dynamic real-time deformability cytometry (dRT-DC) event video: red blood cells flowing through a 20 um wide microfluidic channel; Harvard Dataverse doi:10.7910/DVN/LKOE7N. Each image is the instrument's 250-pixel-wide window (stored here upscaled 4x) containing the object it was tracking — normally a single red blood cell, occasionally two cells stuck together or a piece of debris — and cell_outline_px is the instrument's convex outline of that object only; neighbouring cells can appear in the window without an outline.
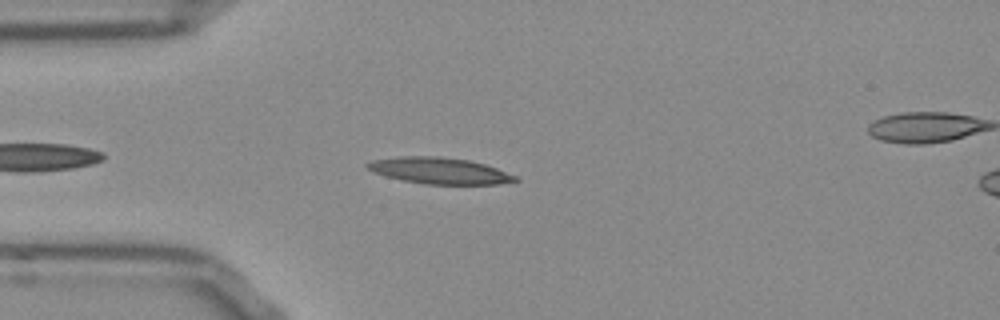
{"species": "Egyptian fruit bat (a non-hibernating species)", "species_latin": "Rousettus aegyptiacus", "temperature_condition": "room temperature", "stored_images_in_passage": 41, "camera_frame_rate_fps": 3000, "um_per_image_px": 0.085, "frame": {"image": 1, "passage_image": 5, "time_ms": 1.333, "image_size_px": [1000, 320], "cell_outline_px": [[520, 180], [496, 184], [424, 184], [404, 180], [372, 172], [364, 164], [372, 160], [400, 156], [440, 156], [468, 160], [484, 164], [496, 168], [516, 176]], "centroid_in_image_um": [37.33, 14.5], "position_along_channel_um": 47.7, "area_um2": 22.48}}
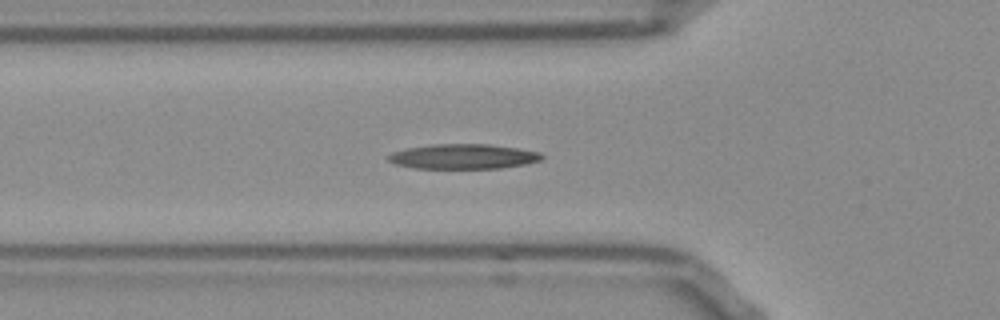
{"frame": {"image": 2, "passage_image": 9, "time_ms": 2.667, "image_size_px": [1000, 320], "cell_outline_px": [[544, 160], [524, 164], [500, 168], [412, 168], [396, 164], [388, 160], [388, 156], [392, 152], [408, 148], [432, 144], [488, 144], [516, 148], [540, 152], [544, 156]], "centroid_in_image_um": [39.4, 13.3], "position_along_channel_um": 86.4, "area_um2": 22.2}}
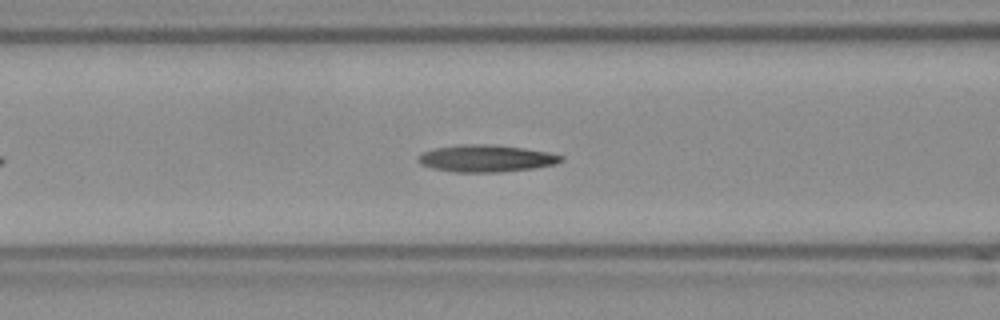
{"frame": {"image": 3, "passage_image": 12, "time_ms": 3.667, "image_size_px": [1000, 320], "cell_outline_px": [[564, 160], [556, 164], [532, 168], [500, 172], [456, 172], [432, 168], [420, 164], [416, 160], [416, 156], [424, 152], [436, 148], [460, 144], [492, 144], [524, 148], [548, 152], [564, 156]], "centroid_in_image_um": [41.31, 13.46], "position_along_channel_um": 125.3, "area_um2": 22.6}, "authors_computed_cell_mechanics": {"area_um2": 21.5016, "velocity_mm_per_s": 3.7929, "shape_relaxation_time_tau1_ms": null, "shape_relaxation_time_tau2_ms": 5.3521, "deformation_change_tau1": null, "deformation_change_tau2": 0.156}}